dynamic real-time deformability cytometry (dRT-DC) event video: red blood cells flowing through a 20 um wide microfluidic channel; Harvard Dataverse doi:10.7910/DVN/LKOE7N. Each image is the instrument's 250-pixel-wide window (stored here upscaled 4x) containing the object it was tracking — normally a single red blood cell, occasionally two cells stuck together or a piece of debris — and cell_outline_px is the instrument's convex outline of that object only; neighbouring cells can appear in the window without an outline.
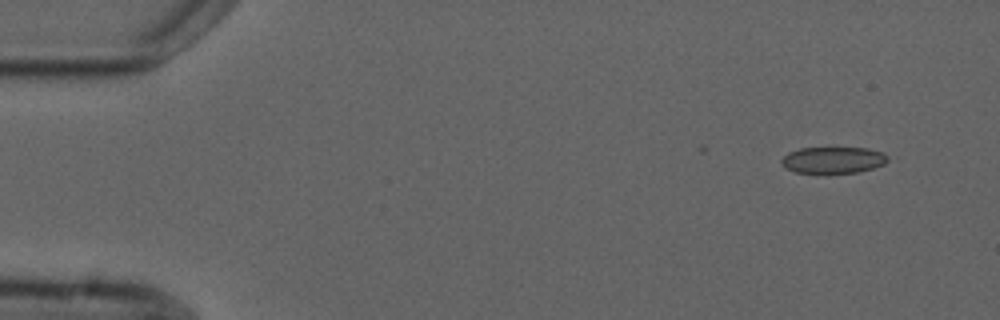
{"species": "common noctule bat (a hibernating species)", "species_latin": "Nyctalus noctula", "temperature_condition": "cold", "stored_images_in_passage": 6, "camera_frame_rate_fps": 3000, "um_per_image_px": 0.085, "animal": {"sex": "male", "forearm_length_mm": 52.5}, "frame": {"image": 1, "passage_image": 1, "time_ms": 0.0, "image_size_px": [1000, 320], "cell_outline_px": [[888, 160], [884, 164], [872, 168], [856, 172], [828, 176], [796, 172], [784, 168], [780, 160], [788, 152], [800, 148], [868, 148], [884, 152], [888, 156]], "centroid_in_image_um": [70.79, 13.64], "position_along_channel_um": 14.2, "area_um2": 17.11}}
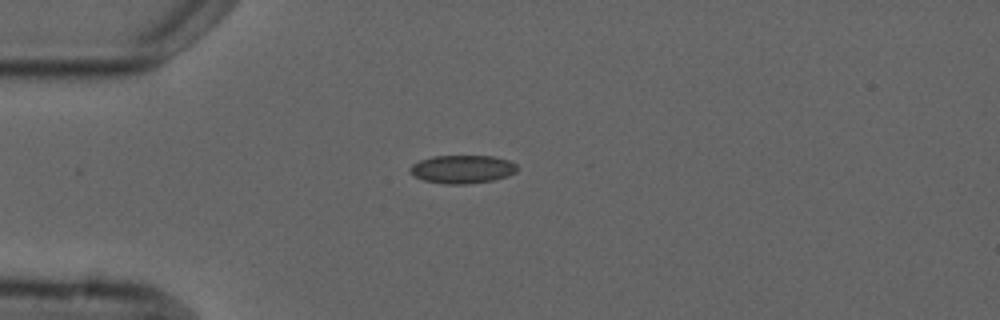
{"frame": {"image": 2, "passage_image": 4, "time_ms": 3.333, "image_size_px": [1000, 320], "cell_outline_px": [[516, 172], [508, 176], [492, 180], [464, 184], [448, 184], [424, 180], [412, 176], [408, 172], [408, 168], [412, 164], [420, 160], [432, 156], [492, 156], [508, 160], [516, 164]], "centroid_in_image_um": [39.25, 14.38], "position_along_channel_um": 45.8, "area_um2": 17.63}}
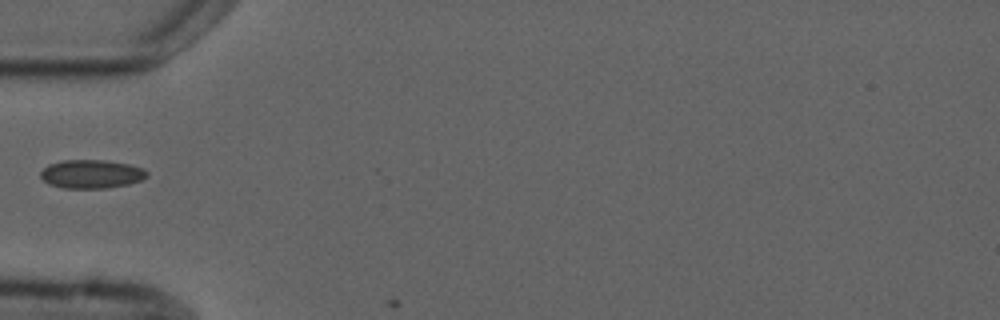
{"frame": {"image": 3, "passage_image": 5, "time_ms": 4.667, "image_size_px": [1000, 320], "cell_outline_px": [[148, 176], [140, 180], [128, 184], [104, 188], [64, 188], [48, 184], [40, 176], [40, 172], [48, 164], [64, 160], [104, 160], [128, 164], [144, 168], [148, 172]], "centroid_in_image_um": [7.76, 14.79], "position_along_channel_um": 77.2, "area_um2": 17.69}}